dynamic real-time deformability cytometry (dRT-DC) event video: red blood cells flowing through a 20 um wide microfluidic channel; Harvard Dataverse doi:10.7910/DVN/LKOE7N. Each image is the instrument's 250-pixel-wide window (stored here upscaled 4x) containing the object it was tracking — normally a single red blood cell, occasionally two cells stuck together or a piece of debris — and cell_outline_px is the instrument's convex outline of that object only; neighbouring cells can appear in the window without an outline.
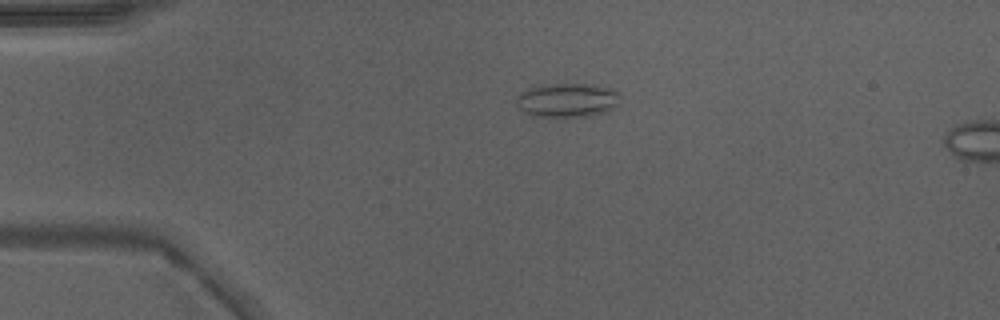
{"species": "Egyptian fruit bat (a non-hibernating species)", "species_latin": "Rousettus aegyptiacus", "temperature_condition": "warm", "stored_images_in_passage": 5, "camera_frame_rate_fps": 3000, "um_per_image_px": 0.085, "animal": {"sex": "male"}, "frame": {"image": 1, "passage_image": 2, "time_ms": 0.333, "image_size_px": [1000, 320], "cell_outline_px": [[620, 96], [616, 104], [608, 112], [588, 116], [532, 116], [524, 112], [516, 104], [516, 96], [520, 92], [540, 84], [588, 84], [612, 88], [620, 92]], "centroid_in_image_um": [48.21, 8.5], "position_along_channel_um": 36.8, "area_um2": 20.69}}